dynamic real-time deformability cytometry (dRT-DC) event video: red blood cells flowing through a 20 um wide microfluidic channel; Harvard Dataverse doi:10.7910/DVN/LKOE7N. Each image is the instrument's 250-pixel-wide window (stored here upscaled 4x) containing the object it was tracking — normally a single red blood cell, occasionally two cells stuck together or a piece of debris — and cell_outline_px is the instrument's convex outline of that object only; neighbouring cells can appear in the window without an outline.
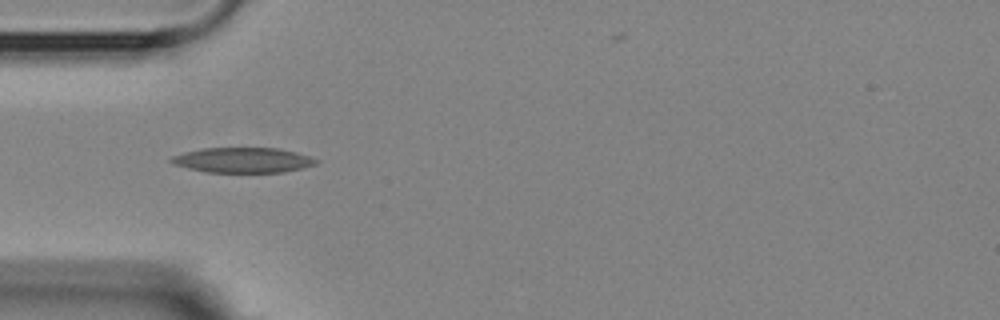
{"species": "Egyptian fruit bat (a non-hibernating species)", "species_latin": "Rousettus aegyptiacus", "temperature_condition": "room temperature", "stored_images_in_passage": 1, "camera_frame_rate_fps": 3000, "um_per_image_px": 0.085, "animal": {"sex": "female"}, "frame": {"image": 1, "passage_image": 1, "time_ms": 0.0, "image_size_px": [1000, 320], "cell_outline_px": [[320, 160], [316, 164], [284, 172], [204, 172], [172, 164], [168, 160], [172, 156], [184, 152], [204, 148], [280, 148], [296, 152]], "centroid_in_image_um": [20.62, 13.61], "position_along_channel_um": 64.4, "area_um2": 21.21}}